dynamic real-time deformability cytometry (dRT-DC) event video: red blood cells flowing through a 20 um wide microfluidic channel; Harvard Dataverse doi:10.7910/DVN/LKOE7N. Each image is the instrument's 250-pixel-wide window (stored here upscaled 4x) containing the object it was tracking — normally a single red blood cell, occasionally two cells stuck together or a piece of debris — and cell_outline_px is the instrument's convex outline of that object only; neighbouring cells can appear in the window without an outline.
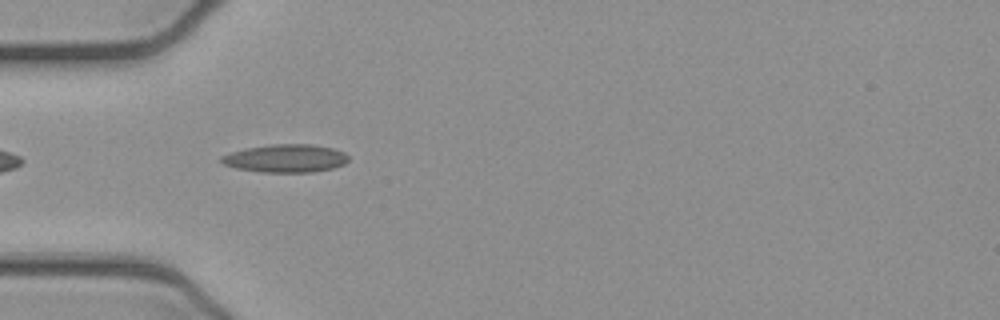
{"species": "common noctule bat (a hibernating species)", "species_latin": "Nyctalus noctula", "temperature_condition": "cold", "stored_images_in_passage": 39, "camera_frame_rate_fps": 3000, "um_per_image_px": 0.085, "animal": {"sex": "female", "body_mass_g": 21.9}, "frame": {"image": 1, "passage_image": 3, "time_ms": 0.667, "image_size_px": [1000, 320], "cell_outline_px": [[348, 160], [344, 164], [332, 168], [312, 172], [260, 172], [236, 168], [224, 164], [220, 160], [220, 156], [244, 148], [272, 144], [312, 144], [332, 148], [344, 152], [348, 156]], "centroid_in_image_um": [24.27, 13.45], "position_along_channel_um": 60.7, "area_um2": 20.75}}
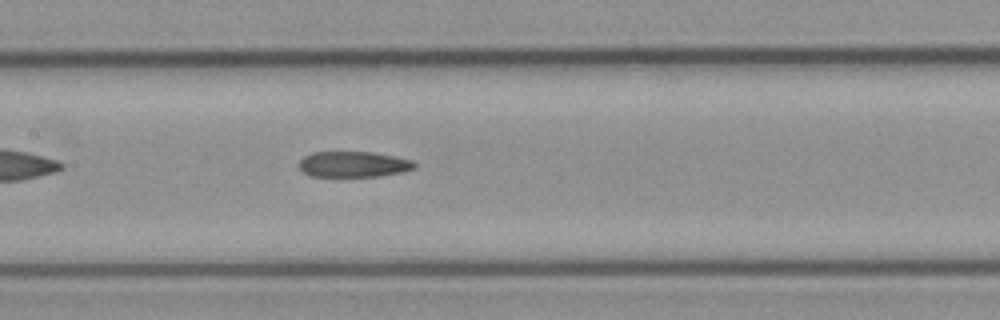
{"frame": {"image": 2, "passage_image": 12, "time_ms": 3.667, "image_size_px": [1000, 320], "cell_outline_px": [[416, 168], [404, 172], [380, 176], [312, 176], [304, 172], [300, 168], [300, 160], [304, 156], [312, 152], [372, 152], [396, 156], [412, 160], [416, 164]], "centroid_in_image_um": [30.09, 13.96], "position_along_channel_um": 177.3, "area_um2": 17.34}}
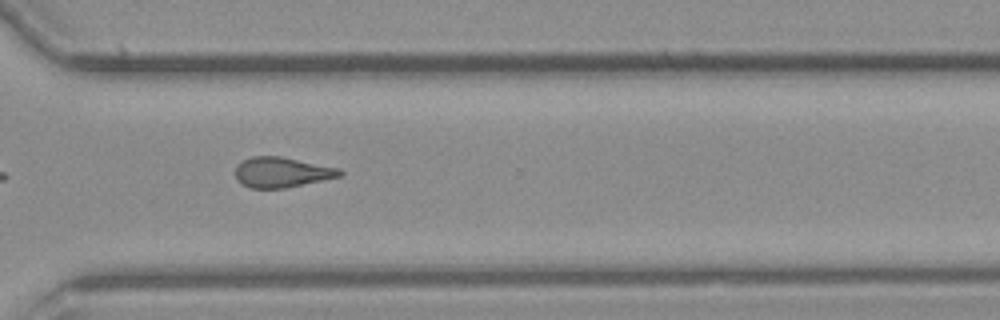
{"frame": {"image": 3, "passage_image": 25, "time_ms": 8.0, "image_size_px": [1000, 320], "cell_outline_px": [[344, 172], [340, 176], [284, 188], [248, 188], [240, 184], [236, 180], [236, 164], [252, 156], [280, 156], [340, 168]], "centroid_in_image_um": [23.91, 14.64], "position_along_channel_um": 346.7, "area_um2": 18.38}, "authors_computed_cell_mechanics": {"area_um2": 18.6116, "velocity_mm_per_s": 3.924, "shape_relaxation_time_tau1_ms": null, "shape_relaxation_time_tau2_ms": 6.6232, "deformation_change_tau1": null, "deformation_change_tau2": 0.1871}}